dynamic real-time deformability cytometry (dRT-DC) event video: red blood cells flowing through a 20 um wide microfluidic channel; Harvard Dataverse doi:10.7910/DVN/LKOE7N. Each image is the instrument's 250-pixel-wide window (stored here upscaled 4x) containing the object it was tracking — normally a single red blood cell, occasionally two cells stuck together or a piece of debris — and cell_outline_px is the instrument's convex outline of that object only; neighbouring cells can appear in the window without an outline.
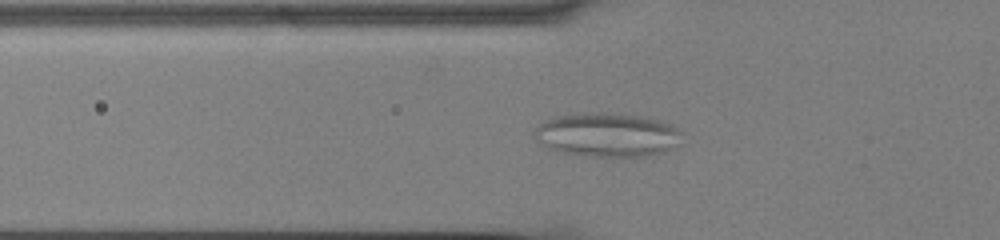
{"species": "common noctule bat (a hibernating species)", "species_latin": "Nyctalus noctula", "temperature_condition": "cold", "stored_images_in_passage": 56, "camera_frame_rate_fps": 3000, "um_per_image_px": 0.085, "animal": {"sex": "male", "body_mass_g": 13.0, "forearm_length_mm": 53.1}, "frame": {"image": 1, "passage_image": 22, "time_ms": 7.0, "image_size_px": [1000, 240], "cell_outline_px": [[680, 144], [664, 152], [644, 156], [592, 156], [564, 152], [552, 148], [536, 140], [532, 136], [532, 132], [540, 124], [556, 116], [584, 112], [600, 112], [648, 116], [664, 120], [676, 124], [680, 132]], "centroid_in_image_um": [51.69, 11.43], "position_along_channel_um": 74.1, "area_um2": 38.03}}
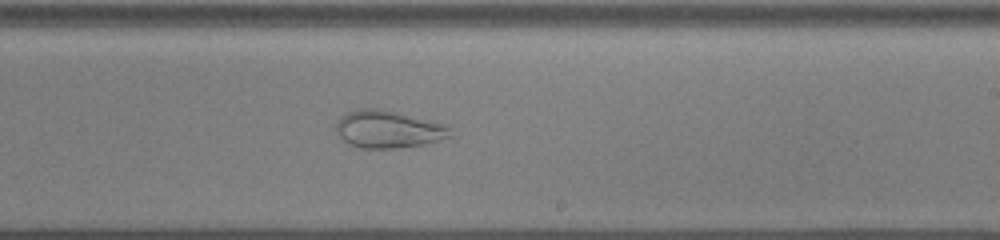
{"frame": {"image": 2, "passage_image": 37, "time_ms": 12.0, "image_size_px": [1000, 240], "cell_outline_px": [[452, 136], [424, 144], [396, 148], [360, 148], [348, 144], [336, 132], [336, 124], [340, 116], [348, 112], [360, 108], [376, 108], [396, 112], [444, 124], [448, 128]], "centroid_in_image_um": [32.95, 10.99], "position_along_channel_um": 256.1, "area_um2": 24.62}}
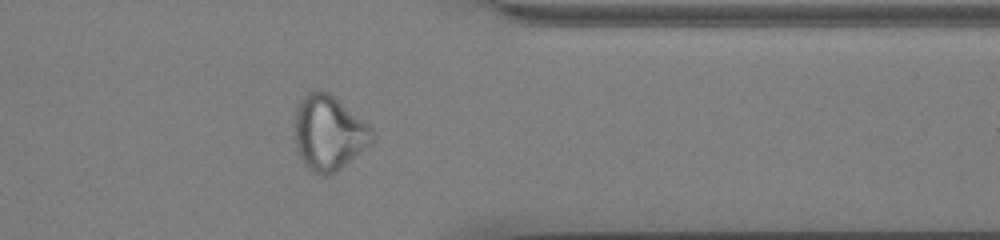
{"frame": {"image": 3, "passage_image": 48, "time_ms": 15.667, "image_size_px": [1000, 240], "cell_outline_px": [[372, 140], [344, 164], [332, 172], [324, 176], [312, 172], [304, 164], [296, 148], [296, 108], [300, 100], [308, 92], [320, 88], [328, 92], [368, 124], [372, 128]], "centroid_in_image_um": [27.89, 11.25], "position_along_channel_um": 383.5, "area_um2": 32.77}}